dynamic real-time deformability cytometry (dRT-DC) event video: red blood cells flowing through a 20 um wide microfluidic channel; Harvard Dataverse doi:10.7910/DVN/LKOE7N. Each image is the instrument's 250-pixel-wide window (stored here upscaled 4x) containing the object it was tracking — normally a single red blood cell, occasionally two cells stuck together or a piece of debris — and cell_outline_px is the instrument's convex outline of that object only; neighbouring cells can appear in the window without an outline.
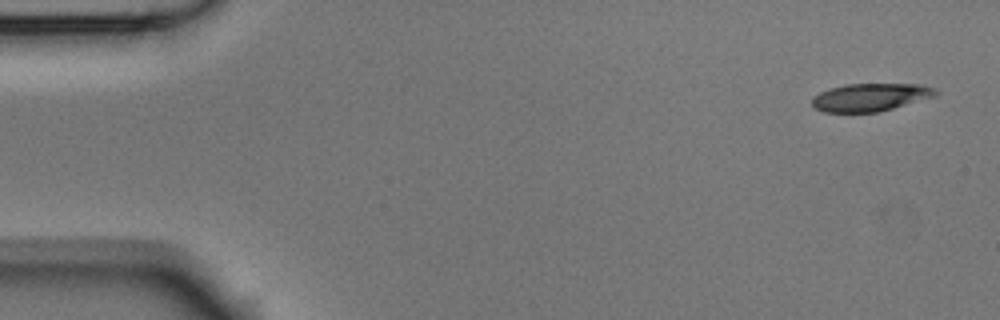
{"species": "Egyptian fruit bat (a non-hibernating species)", "species_latin": "Rousettus aegyptiacus", "temperature_condition": "room temperature", "stored_images_in_passage": 5, "camera_frame_rate_fps": 3000, "um_per_image_px": 0.085, "animal": {"sex": "male"}, "frame": {"image": 1, "passage_image": 1, "time_ms": 0.0, "image_size_px": [1000, 320], "cell_outline_px": [[940, 92], [936, 96], [880, 112], [824, 112], [816, 108], [812, 104], [812, 96], [820, 92], [832, 88], [848, 84], [920, 84], [936, 88]], "centroid_in_image_um": [74.03, 8.26], "position_along_channel_um": 11.0, "area_um2": 20.11}}
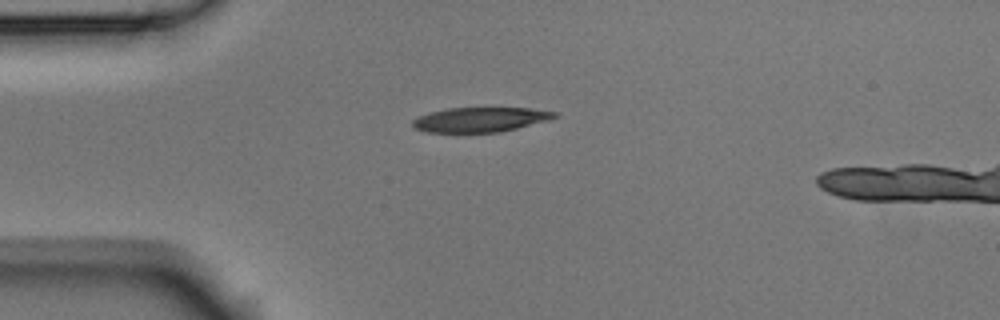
{"frame": {"image": 2, "passage_image": 4, "time_ms": 1.0, "image_size_px": [1000, 320], "cell_outline_px": [[556, 116], [544, 120], [516, 128], [500, 132], [428, 132], [416, 128], [412, 124], [412, 120], [420, 116], [432, 112], [448, 108], [528, 108], [556, 112]], "centroid_in_image_um": [40.77, 10.16], "position_along_channel_um": 44.2, "area_um2": 19.83}}